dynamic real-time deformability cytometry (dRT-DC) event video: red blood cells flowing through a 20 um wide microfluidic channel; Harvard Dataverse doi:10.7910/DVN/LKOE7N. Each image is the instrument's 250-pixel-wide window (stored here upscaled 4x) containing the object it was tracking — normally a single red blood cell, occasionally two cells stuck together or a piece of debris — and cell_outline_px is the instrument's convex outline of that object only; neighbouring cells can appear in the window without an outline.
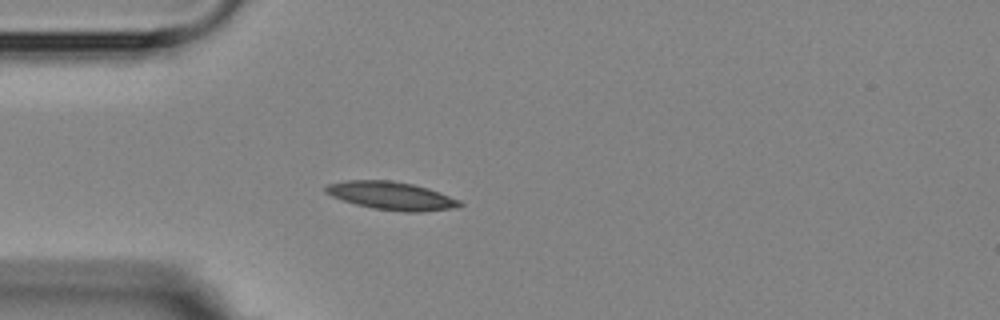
{"species": "Egyptian fruit bat (a non-hibernating species)", "species_latin": "Rousettus aegyptiacus", "temperature_condition": "room temperature", "stored_images_in_passage": 5, "camera_frame_rate_fps": 3000, "um_per_image_px": 0.085, "animal": {"sex": "female"}, "frame": {"image": 1, "passage_image": 5, "time_ms": 4.667, "image_size_px": [1000, 320], "cell_outline_px": [[464, 204], [456, 208], [420, 212], [404, 212], [372, 208], [356, 204], [332, 196], [324, 192], [324, 188], [328, 184], [344, 180], [392, 180], [412, 184], [428, 188], [440, 192], [460, 200]], "centroid_in_image_um": [33.29, 16.64], "position_along_channel_um": 51.7, "area_um2": 22.02}}